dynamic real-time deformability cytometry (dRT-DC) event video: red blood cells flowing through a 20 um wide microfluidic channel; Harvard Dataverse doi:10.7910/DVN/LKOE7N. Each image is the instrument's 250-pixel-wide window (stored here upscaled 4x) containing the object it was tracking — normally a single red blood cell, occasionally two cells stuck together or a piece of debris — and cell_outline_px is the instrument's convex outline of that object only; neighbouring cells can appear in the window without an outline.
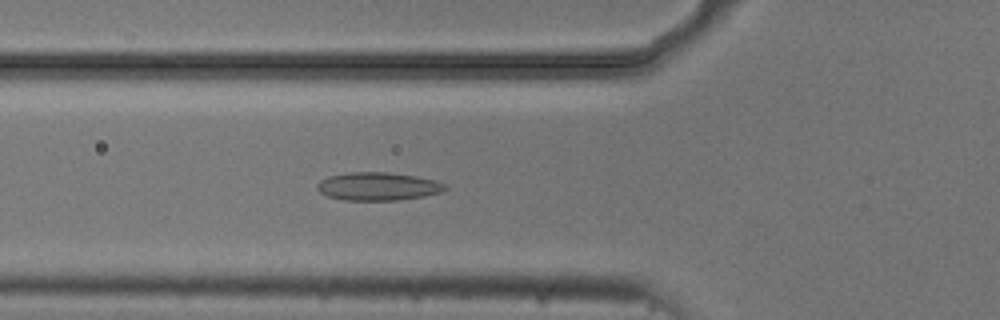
{"species": "common noctule bat (a hibernating species)", "species_latin": "Nyctalus noctula", "temperature_condition": "cold", "stored_images_in_passage": 50, "camera_frame_rate_fps": 3000, "um_per_image_px": 0.085, "animal": {"sex": "male", "body_mass_g": 20.5, "forearm_length_mm": 52.5}, "frame": {"image": 1, "passage_image": 19, "time_ms": 6.0, "image_size_px": [1000, 320], "cell_outline_px": [[448, 188], [440, 192], [424, 196], [400, 200], [344, 200], [328, 196], [320, 192], [316, 188], [316, 184], [320, 180], [328, 176], [348, 172], [388, 172], [416, 176], [436, 180], [448, 184]], "centroid_in_image_um": [32.14, 15.83], "position_along_channel_um": 93.7, "area_um2": 21.15}}
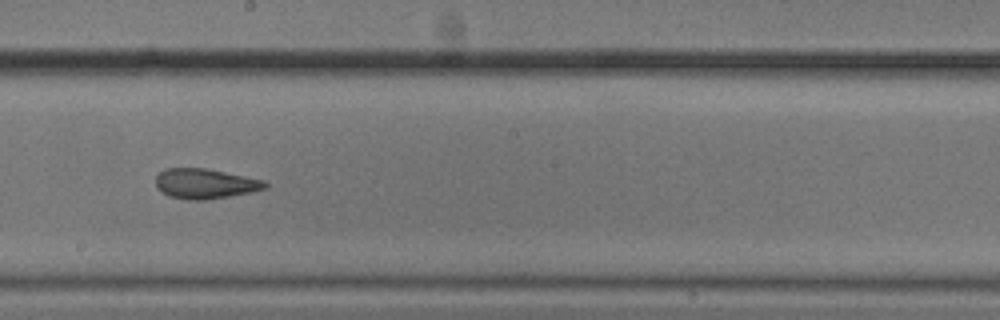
{"frame": {"image": 2, "passage_image": 30, "time_ms": 9.667, "image_size_px": [1000, 320], "cell_outline_px": [[268, 188], [252, 192], [204, 200], [188, 200], [168, 196], [156, 188], [156, 176], [164, 168], [204, 168], [264, 180], [268, 184]], "centroid_in_image_um": [17.42, 15.62], "position_along_channel_um": 230.8, "area_um2": 19.13}}
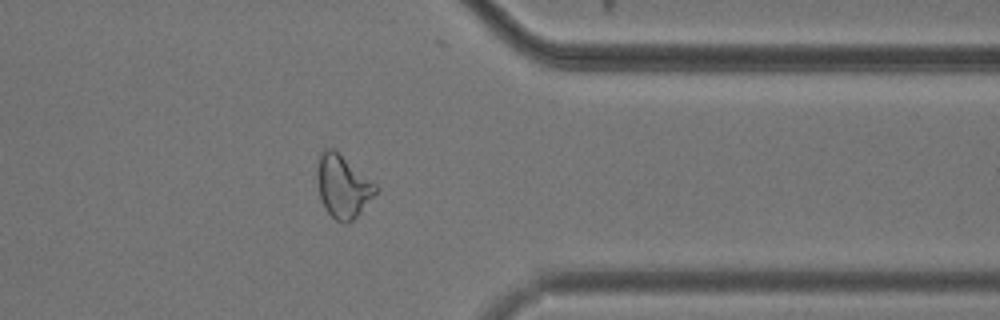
{"frame": {"image": 3, "passage_image": 43, "time_ms": 14.0, "image_size_px": [1000, 320], "cell_outline_px": [[376, 192], [356, 216], [348, 224], [344, 224], [336, 220], [324, 208], [320, 196], [316, 180], [316, 172], [320, 152], [324, 148], [332, 148], [376, 184]], "centroid_in_image_um": [29.09, 15.84], "position_along_channel_um": 382.3, "area_um2": 20.98}}